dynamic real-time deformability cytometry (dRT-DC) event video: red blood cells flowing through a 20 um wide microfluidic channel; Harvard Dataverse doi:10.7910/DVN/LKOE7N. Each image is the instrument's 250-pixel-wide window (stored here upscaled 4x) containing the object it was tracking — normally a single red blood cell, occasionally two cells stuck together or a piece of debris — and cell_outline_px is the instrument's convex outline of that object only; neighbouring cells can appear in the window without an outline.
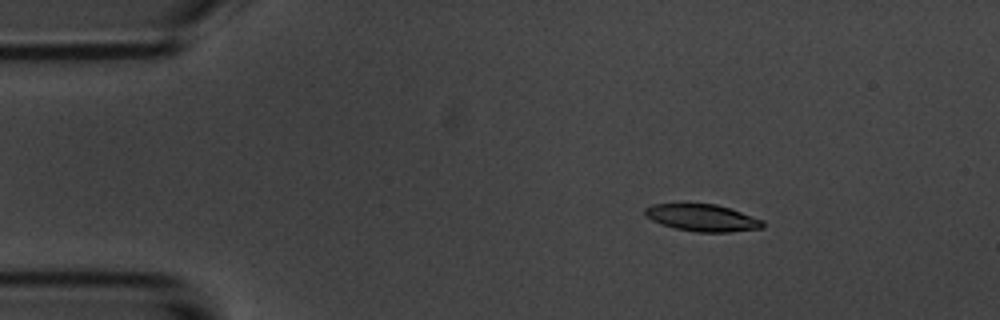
{"species": "common noctule bat (a hibernating species)", "species_latin": "Nyctalus noctula", "temperature_condition": "room temperature", "stored_images_in_passage": 4, "camera_frame_rate_fps": 3000, "um_per_image_px": 0.085, "animal": {"sex": "male", "body_mass_g": 20.1, "forearm_length_mm": 53.5}, "frame": {"image": 1, "passage_image": 2, "time_ms": 1.333, "image_size_px": [1000, 320], "cell_outline_px": [[764, 228], [728, 232], [696, 232], [676, 228], [660, 224], [644, 216], [644, 208], [652, 204], [716, 204], [764, 220]], "centroid_in_image_um": [59.68, 18.52], "position_along_channel_um": 25.3, "area_um2": 18.5}}